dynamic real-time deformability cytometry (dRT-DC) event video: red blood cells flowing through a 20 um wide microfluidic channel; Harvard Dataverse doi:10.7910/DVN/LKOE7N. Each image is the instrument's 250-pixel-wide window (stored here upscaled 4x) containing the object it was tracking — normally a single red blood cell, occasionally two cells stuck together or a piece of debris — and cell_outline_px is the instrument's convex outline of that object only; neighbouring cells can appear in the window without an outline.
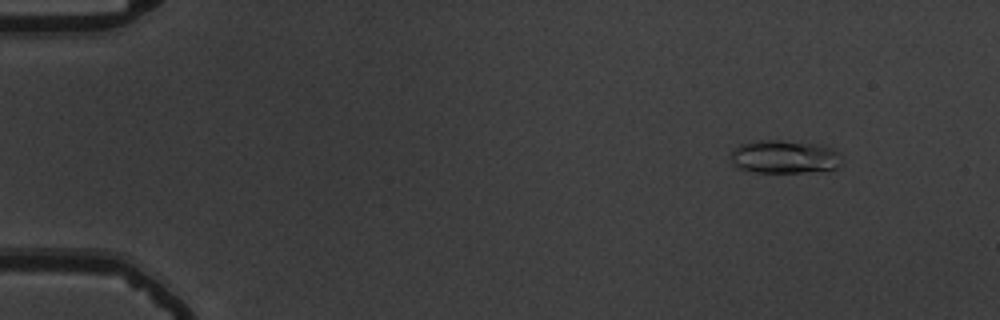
{"species": "common noctule bat (a hibernating species)", "species_latin": "Nyctalus noctula", "temperature_condition": "warm", "stored_images_in_passage": 8, "camera_frame_rate_fps": 3000, "um_per_image_px": 0.085, "animal": {"sex": "male", "body_mass_g": 19.5, "forearm_length_mm": 54.6}, "frame": {"image": 1, "passage_image": 1, "time_ms": 0.0, "image_size_px": [1000, 320], "cell_outline_px": [[844, 160], [836, 168], [804, 172], [752, 172], [736, 168], [732, 164], [728, 152], [740, 144], [756, 140], [780, 140], [816, 144], [832, 148], [840, 152]], "centroid_in_image_um": [66.63, 13.32], "position_along_channel_um": 18.4, "area_um2": 21.91}}